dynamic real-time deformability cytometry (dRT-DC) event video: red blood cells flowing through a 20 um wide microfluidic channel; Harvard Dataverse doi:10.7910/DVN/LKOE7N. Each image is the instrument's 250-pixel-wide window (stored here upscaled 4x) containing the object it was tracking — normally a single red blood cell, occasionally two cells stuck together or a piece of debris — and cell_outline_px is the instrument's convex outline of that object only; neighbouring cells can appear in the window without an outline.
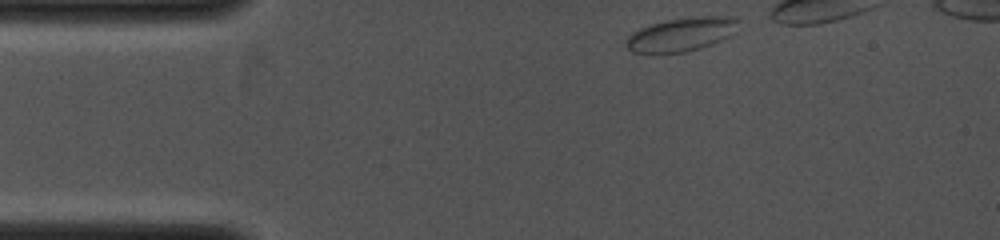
{"species": "common noctule bat (a hibernating species)", "species_latin": "Nyctalus noctula", "temperature_condition": "cold", "stored_images_in_passage": 9, "camera_frame_rate_fps": 4000, "um_per_image_px": 0.085, "animal": {"sex": "female", "body_mass_g": 19.0, "forearm_length_mm": 53.3}, "frame": {"image": 1, "passage_image": 1, "time_ms": 0.0, "image_size_px": [1000, 240], "cell_outline_px": [[740, 20], [728, 36], [720, 40], [700, 48], [688, 52], [652, 56], [648, 56], [632, 52], [624, 44], [628, 36], [632, 32], [640, 28], [652, 24], [668, 20], [696, 16], [736, 16]], "centroid_in_image_um": [57.82, 2.97], "position_along_channel_um": 27.2, "area_um2": 22.54}}
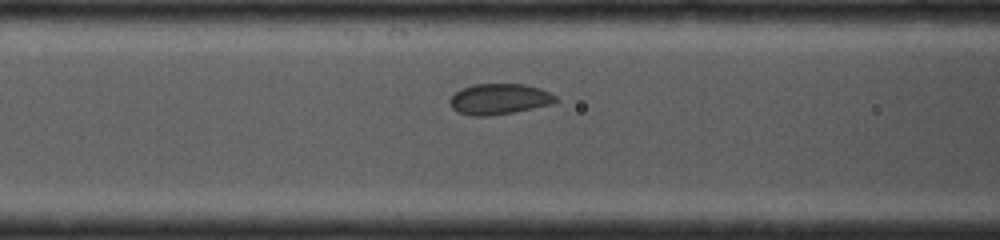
{"frame": {"image": 2, "passage_image": 8, "time_ms": 3.0, "image_size_px": [1000, 240], "cell_outline_px": [[560, 100], [552, 104], [512, 112], [488, 116], [472, 116], [456, 112], [448, 104], [448, 100], [456, 92], [464, 88], [476, 84], [524, 84], [540, 88], [556, 96]], "centroid_in_image_um": [42.42, 8.43], "position_along_channel_um": 124.2, "area_um2": 18.96}}